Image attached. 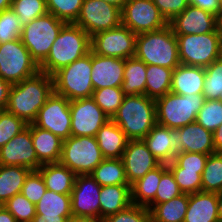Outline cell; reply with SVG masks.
Instances as JSON below:
<instances>
[{"label": "cell", "instance_id": "1", "mask_svg": "<svg viewBox=\"0 0 222 222\" xmlns=\"http://www.w3.org/2000/svg\"><path fill=\"white\" fill-rule=\"evenodd\" d=\"M53 93L52 76L39 71L32 77L12 84L6 110L27 124L33 123L38 111Z\"/></svg>", "mask_w": 222, "mask_h": 222}, {"label": "cell", "instance_id": "2", "mask_svg": "<svg viewBox=\"0 0 222 222\" xmlns=\"http://www.w3.org/2000/svg\"><path fill=\"white\" fill-rule=\"evenodd\" d=\"M91 51V37L74 23H66L53 42L46 59L39 65L41 72L52 76Z\"/></svg>", "mask_w": 222, "mask_h": 222}, {"label": "cell", "instance_id": "3", "mask_svg": "<svg viewBox=\"0 0 222 222\" xmlns=\"http://www.w3.org/2000/svg\"><path fill=\"white\" fill-rule=\"evenodd\" d=\"M112 120L129 140H142L156 124V102L147 95L125 96Z\"/></svg>", "mask_w": 222, "mask_h": 222}, {"label": "cell", "instance_id": "4", "mask_svg": "<svg viewBox=\"0 0 222 222\" xmlns=\"http://www.w3.org/2000/svg\"><path fill=\"white\" fill-rule=\"evenodd\" d=\"M135 57L146 65L175 69L180 65L178 42L171 27L137 34Z\"/></svg>", "mask_w": 222, "mask_h": 222}, {"label": "cell", "instance_id": "5", "mask_svg": "<svg viewBox=\"0 0 222 222\" xmlns=\"http://www.w3.org/2000/svg\"><path fill=\"white\" fill-rule=\"evenodd\" d=\"M92 50L52 75L54 93L69 101L92 97Z\"/></svg>", "mask_w": 222, "mask_h": 222}, {"label": "cell", "instance_id": "6", "mask_svg": "<svg viewBox=\"0 0 222 222\" xmlns=\"http://www.w3.org/2000/svg\"><path fill=\"white\" fill-rule=\"evenodd\" d=\"M205 98L202 94L178 95L169 92L155 100L156 123L178 129L196 121Z\"/></svg>", "mask_w": 222, "mask_h": 222}, {"label": "cell", "instance_id": "7", "mask_svg": "<svg viewBox=\"0 0 222 222\" xmlns=\"http://www.w3.org/2000/svg\"><path fill=\"white\" fill-rule=\"evenodd\" d=\"M180 64L207 67L222 57V36L216 29L205 34L176 35Z\"/></svg>", "mask_w": 222, "mask_h": 222}, {"label": "cell", "instance_id": "8", "mask_svg": "<svg viewBox=\"0 0 222 222\" xmlns=\"http://www.w3.org/2000/svg\"><path fill=\"white\" fill-rule=\"evenodd\" d=\"M65 24L66 22L56 18L53 14L47 13L23 26L22 43L38 65L48 56L53 42Z\"/></svg>", "mask_w": 222, "mask_h": 222}, {"label": "cell", "instance_id": "9", "mask_svg": "<svg viewBox=\"0 0 222 222\" xmlns=\"http://www.w3.org/2000/svg\"><path fill=\"white\" fill-rule=\"evenodd\" d=\"M104 159L96 137L70 136L63 140L59 162L76 175L91 174Z\"/></svg>", "mask_w": 222, "mask_h": 222}, {"label": "cell", "instance_id": "10", "mask_svg": "<svg viewBox=\"0 0 222 222\" xmlns=\"http://www.w3.org/2000/svg\"><path fill=\"white\" fill-rule=\"evenodd\" d=\"M40 71L21 38L0 45V78L16 84Z\"/></svg>", "mask_w": 222, "mask_h": 222}, {"label": "cell", "instance_id": "11", "mask_svg": "<svg viewBox=\"0 0 222 222\" xmlns=\"http://www.w3.org/2000/svg\"><path fill=\"white\" fill-rule=\"evenodd\" d=\"M74 24L92 37L118 27L121 24V10L103 0H84Z\"/></svg>", "mask_w": 222, "mask_h": 222}, {"label": "cell", "instance_id": "12", "mask_svg": "<svg viewBox=\"0 0 222 222\" xmlns=\"http://www.w3.org/2000/svg\"><path fill=\"white\" fill-rule=\"evenodd\" d=\"M121 24L140 34L163 29L168 22L152 0H129L121 10Z\"/></svg>", "mask_w": 222, "mask_h": 222}, {"label": "cell", "instance_id": "13", "mask_svg": "<svg viewBox=\"0 0 222 222\" xmlns=\"http://www.w3.org/2000/svg\"><path fill=\"white\" fill-rule=\"evenodd\" d=\"M137 34L120 24L91 37V50L101 56L127 59L135 56Z\"/></svg>", "mask_w": 222, "mask_h": 222}, {"label": "cell", "instance_id": "14", "mask_svg": "<svg viewBox=\"0 0 222 222\" xmlns=\"http://www.w3.org/2000/svg\"><path fill=\"white\" fill-rule=\"evenodd\" d=\"M33 125L52 132L65 140L71 136L70 101L53 93L38 111Z\"/></svg>", "mask_w": 222, "mask_h": 222}, {"label": "cell", "instance_id": "15", "mask_svg": "<svg viewBox=\"0 0 222 222\" xmlns=\"http://www.w3.org/2000/svg\"><path fill=\"white\" fill-rule=\"evenodd\" d=\"M71 136L95 137L110 119L92 97L70 101Z\"/></svg>", "mask_w": 222, "mask_h": 222}, {"label": "cell", "instance_id": "16", "mask_svg": "<svg viewBox=\"0 0 222 222\" xmlns=\"http://www.w3.org/2000/svg\"><path fill=\"white\" fill-rule=\"evenodd\" d=\"M101 186L91 174L76 175L71 193V212L73 216L100 219Z\"/></svg>", "mask_w": 222, "mask_h": 222}, {"label": "cell", "instance_id": "17", "mask_svg": "<svg viewBox=\"0 0 222 222\" xmlns=\"http://www.w3.org/2000/svg\"><path fill=\"white\" fill-rule=\"evenodd\" d=\"M0 165L23 166L32 171L42 165L33 147L31 123L0 148Z\"/></svg>", "mask_w": 222, "mask_h": 222}, {"label": "cell", "instance_id": "18", "mask_svg": "<svg viewBox=\"0 0 222 222\" xmlns=\"http://www.w3.org/2000/svg\"><path fill=\"white\" fill-rule=\"evenodd\" d=\"M121 159L130 185L161 164L143 140H129Z\"/></svg>", "mask_w": 222, "mask_h": 222}, {"label": "cell", "instance_id": "19", "mask_svg": "<svg viewBox=\"0 0 222 222\" xmlns=\"http://www.w3.org/2000/svg\"><path fill=\"white\" fill-rule=\"evenodd\" d=\"M175 35L205 34L217 29V16L201 8H187L168 22Z\"/></svg>", "mask_w": 222, "mask_h": 222}, {"label": "cell", "instance_id": "20", "mask_svg": "<svg viewBox=\"0 0 222 222\" xmlns=\"http://www.w3.org/2000/svg\"><path fill=\"white\" fill-rule=\"evenodd\" d=\"M176 154L197 152L205 155L215 153L213 134L199 123L192 122L175 129Z\"/></svg>", "mask_w": 222, "mask_h": 222}, {"label": "cell", "instance_id": "21", "mask_svg": "<svg viewBox=\"0 0 222 222\" xmlns=\"http://www.w3.org/2000/svg\"><path fill=\"white\" fill-rule=\"evenodd\" d=\"M125 59L101 56L92 51L93 89L122 87Z\"/></svg>", "mask_w": 222, "mask_h": 222}, {"label": "cell", "instance_id": "22", "mask_svg": "<svg viewBox=\"0 0 222 222\" xmlns=\"http://www.w3.org/2000/svg\"><path fill=\"white\" fill-rule=\"evenodd\" d=\"M142 140L161 163L173 161L176 155L175 129L156 123Z\"/></svg>", "mask_w": 222, "mask_h": 222}, {"label": "cell", "instance_id": "23", "mask_svg": "<svg viewBox=\"0 0 222 222\" xmlns=\"http://www.w3.org/2000/svg\"><path fill=\"white\" fill-rule=\"evenodd\" d=\"M205 68L180 64L173 70L171 92L178 95L202 94Z\"/></svg>", "mask_w": 222, "mask_h": 222}, {"label": "cell", "instance_id": "24", "mask_svg": "<svg viewBox=\"0 0 222 222\" xmlns=\"http://www.w3.org/2000/svg\"><path fill=\"white\" fill-rule=\"evenodd\" d=\"M184 222H219L217 193L200 191L189 194Z\"/></svg>", "mask_w": 222, "mask_h": 222}, {"label": "cell", "instance_id": "25", "mask_svg": "<svg viewBox=\"0 0 222 222\" xmlns=\"http://www.w3.org/2000/svg\"><path fill=\"white\" fill-rule=\"evenodd\" d=\"M31 137L38 161L42 165L60 161L63 140L59 136L31 123Z\"/></svg>", "mask_w": 222, "mask_h": 222}, {"label": "cell", "instance_id": "26", "mask_svg": "<svg viewBox=\"0 0 222 222\" xmlns=\"http://www.w3.org/2000/svg\"><path fill=\"white\" fill-rule=\"evenodd\" d=\"M95 137L105 159L121 158L129 141L112 119L99 129Z\"/></svg>", "mask_w": 222, "mask_h": 222}, {"label": "cell", "instance_id": "27", "mask_svg": "<svg viewBox=\"0 0 222 222\" xmlns=\"http://www.w3.org/2000/svg\"><path fill=\"white\" fill-rule=\"evenodd\" d=\"M46 189L60 194H71L76 174L60 162L43 164L38 168Z\"/></svg>", "mask_w": 222, "mask_h": 222}, {"label": "cell", "instance_id": "28", "mask_svg": "<svg viewBox=\"0 0 222 222\" xmlns=\"http://www.w3.org/2000/svg\"><path fill=\"white\" fill-rule=\"evenodd\" d=\"M100 219L116 214L129 207L131 201V185L101 186L100 191Z\"/></svg>", "mask_w": 222, "mask_h": 222}, {"label": "cell", "instance_id": "29", "mask_svg": "<svg viewBox=\"0 0 222 222\" xmlns=\"http://www.w3.org/2000/svg\"><path fill=\"white\" fill-rule=\"evenodd\" d=\"M168 169L167 164L161 163L149 171L144 177L131 184L132 204L147 207L154 199L161 175Z\"/></svg>", "mask_w": 222, "mask_h": 222}, {"label": "cell", "instance_id": "30", "mask_svg": "<svg viewBox=\"0 0 222 222\" xmlns=\"http://www.w3.org/2000/svg\"><path fill=\"white\" fill-rule=\"evenodd\" d=\"M147 65L140 59L130 57L125 59L122 91L125 96L146 95Z\"/></svg>", "mask_w": 222, "mask_h": 222}, {"label": "cell", "instance_id": "31", "mask_svg": "<svg viewBox=\"0 0 222 222\" xmlns=\"http://www.w3.org/2000/svg\"><path fill=\"white\" fill-rule=\"evenodd\" d=\"M32 170L15 165H0V205L19 194Z\"/></svg>", "mask_w": 222, "mask_h": 222}, {"label": "cell", "instance_id": "32", "mask_svg": "<svg viewBox=\"0 0 222 222\" xmlns=\"http://www.w3.org/2000/svg\"><path fill=\"white\" fill-rule=\"evenodd\" d=\"M189 194L183 193L169 201L156 204L149 211L152 222H184Z\"/></svg>", "mask_w": 222, "mask_h": 222}, {"label": "cell", "instance_id": "33", "mask_svg": "<svg viewBox=\"0 0 222 222\" xmlns=\"http://www.w3.org/2000/svg\"><path fill=\"white\" fill-rule=\"evenodd\" d=\"M36 214L51 217H71V194H60L46 190L37 202Z\"/></svg>", "mask_w": 222, "mask_h": 222}, {"label": "cell", "instance_id": "34", "mask_svg": "<svg viewBox=\"0 0 222 222\" xmlns=\"http://www.w3.org/2000/svg\"><path fill=\"white\" fill-rule=\"evenodd\" d=\"M174 69L157 65H147L146 95L154 100L171 92Z\"/></svg>", "mask_w": 222, "mask_h": 222}, {"label": "cell", "instance_id": "35", "mask_svg": "<svg viewBox=\"0 0 222 222\" xmlns=\"http://www.w3.org/2000/svg\"><path fill=\"white\" fill-rule=\"evenodd\" d=\"M100 186L130 185L122 159H104L91 173Z\"/></svg>", "mask_w": 222, "mask_h": 222}, {"label": "cell", "instance_id": "36", "mask_svg": "<svg viewBox=\"0 0 222 222\" xmlns=\"http://www.w3.org/2000/svg\"><path fill=\"white\" fill-rule=\"evenodd\" d=\"M202 191L222 192V153L210 154L202 176Z\"/></svg>", "mask_w": 222, "mask_h": 222}, {"label": "cell", "instance_id": "37", "mask_svg": "<svg viewBox=\"0 0 222 222\" xmlns=\"http://www.w3.org/2000/svg\"><path fill=\"white\" fill-rule=\"evenodd\" d=\"M125 94L121 87H106L93 91L92 98L104 111L109 119L116 114L124 100Z\"/></svg>", "mask_w": 222, "mask_h": 222}, {"label": "cell", "instance_id": "38", "mask_svg": "<svg viewBox=\"0 0 222 222\" xmlns=\"http://www.w3.org/2000/svg\"><path fill=\"white\" fill-rule=\"evenodd\" d=\"M202 95L206 100H217L222 95V57L205 67Z\"/></svg>", "mask_w": 222, "mask_h": 222}, {"label": "cell", "instance_id": "39", "mask_svg": "<svg viewBox=\"0 0 222 222\" xmlns=\"http://www.w3.org/2000/svg\"><path fill=\"white\" fill-rule=\"evenodd\" d=\"M11 9L23 26L48 13L46 0H12Z\"/></svg>", "mask_w": 222, "mask_h": 222}, {"label": "cell", "instance_id": "40", "mask_svg": "<svg viewBox=\"0 0 222 222\" xmlns=\"http://www.w3.org/2000/svg\"><path fill=\"white\" fill-rule=\"evenodd\" d=\"M182 193L193 194L202 191L201 175L197 171L180 168L174 161L167 164Z\"/></svg>", "mask_w": 222, "mask_h": 222}, {"label": "cell", "instance_id": "41", "mask_svg": "<svg viewBox=\"0 0 222 222\" xmlns=\"http://www.w3.org/2000/svg\"><path fill=\"white\" fill-rule=\"evenodd\" d=\"M84 0H46L48 13L66 22L74 23Z\"/></svg>", "mask_w": 222, "mask_h": 222}, {"label": "cell", "instance_id": "42", "mask_svg": "<svg viewBox=\"0 0 222 222\" xmlns=\"http://www.w3.org/2000/svg\"><path fill=\"white\" fill-rule=\"evenodd\" d=\"M196 122L212 133L222 125V102L220 100H206L196 116Z\"/></svg>", "mask_w": 222, "mask_h": 222}, {"label": "cell", "instance_id": "43", "mask_svg": "<svg viewBox=\"0 0 222 222\" xmlns=\"http://www.w3.org/2000/svg\"><path fill=\"white\" fill-rule=\"evenodd\" d=\"M23 25L11 9L0 12V45L21 38Z\"/></svg>", "mask_w": 222, "mask_h": 222}, {"label": "cell", "instance_id": "44", "mask_svg": "<svg viewBox=\"0 0 222 222\" xmlns=\"http://www.w3.org/2000/svg\"><path fill=\"white\" fill-rule=\"evenodd\" d=\"M3 206L15 217L17 222H32L36 206L21 193L14 195Z\"/></svg>", "mask_w": 222, "mask_h": 222}, {"label": "cell", "instance_id": "45", "mask_svg": "<svg viewBox=\"0 0 222 222\" xmlns=\"http://www.w3.org/2000/svg\"><path fill=\"white\" fill-rule=\"evenodd\" d=\"M27 126L28 124L23 119L7 110L0 111V148Z\"/></svg>", "mask_w": 222, "mask_h": 222}, {"label": "cell", "instance_id": "46", "mask_svg": "<svg viewBox=\"0 0 222 222\" xmlns=\"http://www.w3.org/2000/svg\"><path fill=\"white\" fill-rule=\"evenodd\" d=\"M183 194L171 171L167 169L162 175L159 182L155 199L147 206L150 210L156 204L171 200Z\"/></svg>", "mask_w": 222, "mask_h": 222}, {"label": "cell", "instance_id": "47", "mask_svg": "<svg viewBox=\"0 0 222 222\" xmlns=\"http://www.w3.org/2000/svg\"><path fill=\"white\" fill-rule=\"evenodd\" d=\"M46 190L45 181L42 175L38 170H33L26 177L20 193L36 205Z\"/></svg>", "mask_w": 222, "mask_h": 222}, {"label": "cell", "instance_id": "48", "mask_svg": "<svg viewBox=\"0 0 222 222\" xmlns=\"http://www.w3.org/2000/svg\"><path fill=\"white\" fill-rule=\"evenodd\" d=\"M104 222H152L147 207L131 204L126 209L109 215Z\"/></svg>", "mask_w": 222, "mask_h": 222}, {"label": "cell", "instance_id": "49", "mask_svg": "<svg viewBox=\"0 0 222 222\" xmlns=\"http://www.w3.org/2000/svg\"><path fill=\"white\" fill-rule=\"evenodd\" d=\"M208 156L197 152H180L175 155L173 161L180 168L197 171L202 176Z\"/></svg>", "mask_w": 222, "mask_h": 222}, {"label": "cell", "instance_id": "50", "mask_svg": "<svg viewBox=\"0 0 222 222\" xmlns=\"http://www.w3.org/2000/svg\"><path fill=\"white\" fill-rule=\"evenodd\" d=\"M167 22L182 13L189 5L187 0H152Z\"/></svg>", "mask_w": 222, "mask_h": 222}, {"label": "cell", "instance_id": "51", "mask_svg": "<svg viewBox=\"0 0 222 222\" xmlns=\"http://www.w3.org/2000/svg\"><path fill=\"white\" fill-rule=\"evenodd\" d=\"M187 2L189 5L201 8L215 16H218L221 12L219 0H187Z\"/></svg>", "mask_w": 222, "mask_h": 222}, {"label": "cell", "instance_id": "52", "mask_svg": "<svg viewBox=\"0 0 222 222\" xmlns=\"http://www.w3.org/2000/svg\"><path fill=\"white\" fill-rule=\"evenodd\" d=\"M12 84L0 78V111L6 110Z\"/></svg>", "mask_w": 222, "mask_h": 222}, {"label": "cell", "instance_id": "53", "mask_svg": "<svg viewBox=\"0 0 222 222\" xmlns=\"http://www.w3.org/2000/svg\"><path fill=\"white\" fill-rule=\"evenodd\" d=\"M70 217H51L44 214H36L32 222H67Z\"/></svg>", "mask_w": 222, "mask_h": 222}, {"label": "cell", "instance_id": "54", "mask_svg": "<svg viewBox=\"0 0 222 222\" xmlns=\"http://www.w3.org/2000/svg\"><path fill=\"white\" fill-rule=\"evenodd\" d=\"M212 134L215 153H222V125H220Z\"/></svg>", "mask_w": 222, "mask_h": 222}, {"label": "cell", "instance_id": "55", "mask_svg": "<svg viewBox=\"0 0 222 222\" xmlns=\"http://www.w3.org/2000/svg\"><path fill=\"white\" fill-rule=\"evenodd\" d=\"M0 222H17L15 217L3 205H0Z\"/></svg>", "mask_w": 222, "mask_h": 222}, {"label": "cell", "instance_id": "56", "mask_svg": "<svg viewBox=\"0 0 222 222\" xmlns=\"http://www.w3.org/2000/svg\"><path fill=\"white\" fill-rule=\"evenodd\" d=\"M67 222H104V219L72 215Z\"/></svg>", "mask_w": 222, "mask_h": 222}, {"label": "cell", "instance_id": "57", "mask_svg": "<svg viewBox=\"0 0 222 222\" xmlns=\"http://www.w3.org/2000/svg\"><path fill=\"white\" fill-rule=\"evenodd\" d=\"M103 1H105L106 3H109L111 5H114L115 7L119 8L120 10H122L123 7L126 5V3L129 0H103Z\"/></svg>", "mask_w": 222, "mask_h": 222}, {"label": "cell", "instance_id": "58", "mask_svg": "<svg viewBox=\"0 0 222 222\" xmlns=\"http://www.w3.org/2000/svg\"><path fill=\"white\" fill-rule=\"evenodd\" d=\"M218 219L222 222V192L217 193Z\"/></svg>", "mask_w": 222, "mask_h": 222}, {"label": "cell", "instance_id": "59", "mask_svg": "<svg viewBox=\"0 0 222 222\" xmlns=\"http://www.w3.org/2000/svg\"><path fill=\"white\" fill-rule=\"evenodd\" d=\"M11 2L12 0H0V12L5 9L11 8Z\"/></svg>", "mask_w": 222, "mask_h": 222}, {"label": "cell", "instance_id": "60", "mask_svg": "<svg viewBox=\"0 0 222 222\" xmlns=\"http://www.w3.org/2000/svg\"><path fill=\"white\" fill-rule=\"evenodd\" d=\"M217 29L220 35L222 36V11L217 16Z\"/></svg>", "mask_w": 222, "mask_h": 222}, {"label": "cell", "instance_id": "61", "mask_svg": "<svg viewBox=\"0 0 222 222\" xmlns=\"http://www.w3.org/2000/svg\"><path fill=\"white\" fill-rule=\"evenodd\" d=\"M219 4H220V7H221V11H222V0H219Z\"/></svg>", "mask_w": 222, "mask_h": 222}, {"label": "cell", "instance_id": "62", "mask_svg": "<svg viewBox=\"0 0 222 222\" xmlns=\"http://www.w3.org/2000/svg\"><path fill=\"white\" fill-rule=\"evenodd\" d=\"M218 100H220L221 102H222V95H220V97H219V99Z\"/></svg>", "mask_w": 222, "mask_h": 222}]
</instances>
